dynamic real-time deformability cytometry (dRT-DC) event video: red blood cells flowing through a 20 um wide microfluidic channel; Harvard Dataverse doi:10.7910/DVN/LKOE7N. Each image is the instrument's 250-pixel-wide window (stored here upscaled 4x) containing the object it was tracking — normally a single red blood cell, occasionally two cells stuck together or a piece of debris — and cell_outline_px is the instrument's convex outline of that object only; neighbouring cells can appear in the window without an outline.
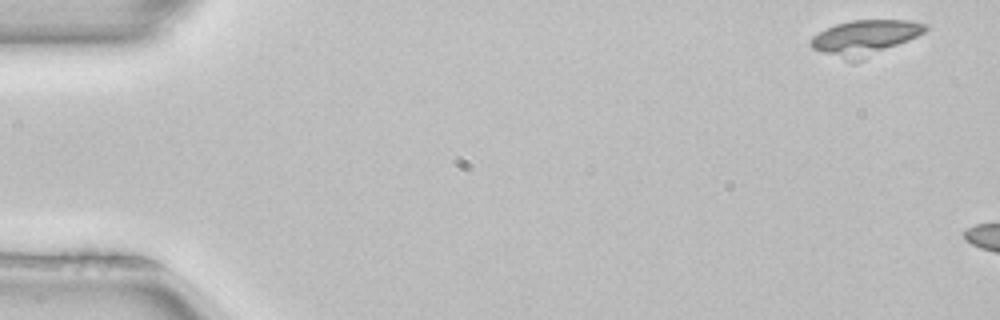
{"species": "common noctule bat (a hibernating species)", "species_latin": "Nyctalus noctula", "temperature_condition": "room temperature", "stored_images_in_passage": 3, "camera_frame_rate_fps": 3000, "um_per_image_px": 0.085, "animal": {"sex": "female", "body_mass_g": 22.7, "forearm_length_mm": 54.2}, "frame": {"image": 1, "passage_image": 1, "time_ms": 0.0, "image_size_px": [1000, 320], "cell_outline_px": [[928, 28], [924, 32], [908, 40], [856, 64], [852, 64], [812, 48], [808, 44], [812, 36], [836, 24], [852, 20], [908, 20], [928, 24]], "centroid_in_image_um": [73.49, 3.24], "position_along_channel_um": 11.5, "area_um2": 23.76}}